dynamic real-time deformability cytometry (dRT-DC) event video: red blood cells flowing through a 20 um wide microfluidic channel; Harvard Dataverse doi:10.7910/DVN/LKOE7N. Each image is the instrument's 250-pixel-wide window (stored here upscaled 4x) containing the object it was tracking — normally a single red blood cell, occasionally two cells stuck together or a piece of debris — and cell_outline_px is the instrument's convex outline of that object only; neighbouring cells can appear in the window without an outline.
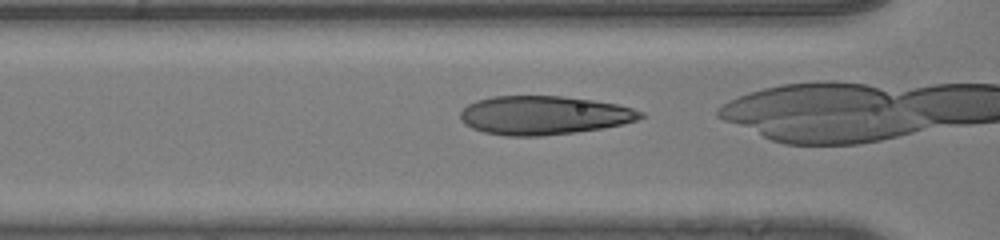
{"species": "human", "species_latin": "Homo sapiens", "temperature_condition": "room temperature", "stored_images_in_passage": 20, "camera_frame_rate_fps": 3000, "um_per_image_px": 0.085, "donor": {"sex": "male"}, "frame": {"image": 1, "passage_image": 6, "time_ms": 1.667, "image_size_px": [1000, 240], "cell_outline_px": [[644, 116], [636, 120], [624, 124], [604, 128], [576, 132], [540, 136], [508, 136], [484, 132], [472, 128], [464, 124], [460, 120], [460, 112], [468, 104], [476, 100], [492, 96], [564, 96], [592, 100], [616, 104], [632, 108], [644, 112]], "centroid_in_image_um": [46.22, 9.8], "position_along_channel_um": 120.4, "area_um2": 40.81}}
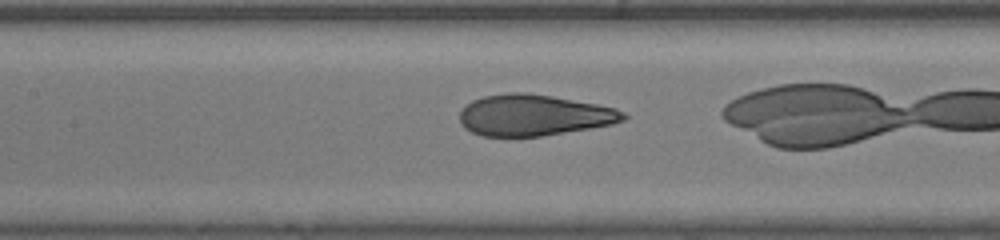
{"frame": {"image": 2, "passage_image": 9, "time_ms": 2.667, "image_size_px": [1000, 240], "cell_outline_px": [[628, 116], [624, 120], [612, 124], [592, 128], [540, 136], [484, 136], [472, 132], [464, 128], [460, 124], [460, 108], [464, 104], [472, 100], [484, 96], [508, 92], [528, 92], [552, 96], [596, 104], [616, 108], [624, 112]], "centroid_in_image_um": [45.35, 9.78], "position_along_channel_um": 162.1, "area_um2": 39.48}}
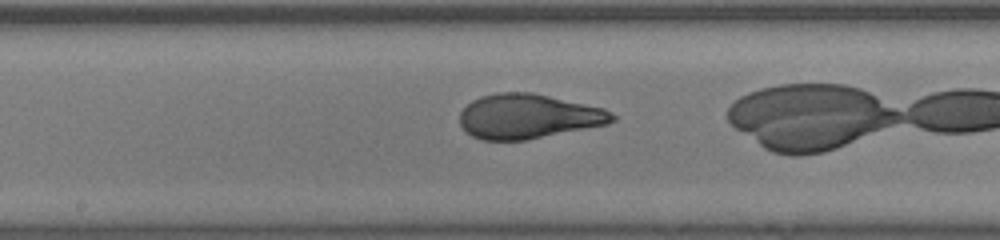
{"frame": {"image": 3, "passage_image": 12, "time_ms": 3.667, "image_size_px": [1000, 240], "cell_outline_px": [[616, 120], [608, 124], [528, 140], [480, 140], [464, 132], [460, 124], [460, 112], [472, 100], [480, 96], [496, 92], [532, 92], [604, 108], [616, 116]], "centroid_in_image_um": [44.88, 9.89], "position_along_channel_um": 203.3, "area_um2": 39.94}}